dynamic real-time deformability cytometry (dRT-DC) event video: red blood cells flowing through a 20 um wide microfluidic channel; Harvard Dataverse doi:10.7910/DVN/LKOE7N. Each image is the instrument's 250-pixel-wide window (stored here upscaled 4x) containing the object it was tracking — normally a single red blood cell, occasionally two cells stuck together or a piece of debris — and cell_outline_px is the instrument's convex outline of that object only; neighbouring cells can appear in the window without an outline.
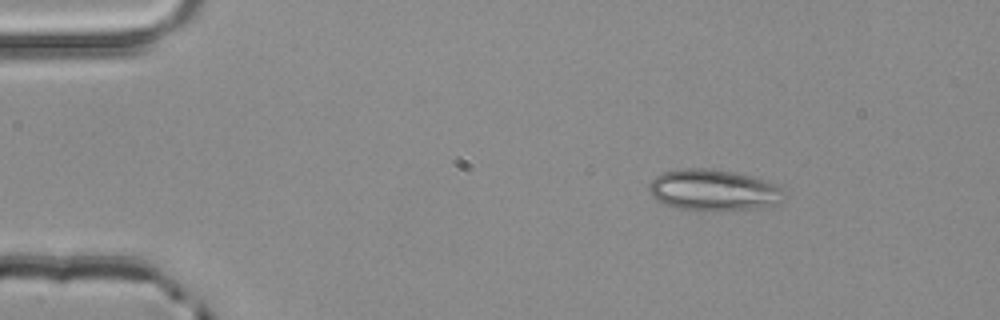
{"species": "common noctule bat (a hibernating species)", "species_latin": "Nyctalus noctula", "temperature_condition": "room temperature", "stored_images_in_passage": 3, "camera_frame_rate_fps": 3000, "um_per_image_px": 0.085, "animal": {"sex": "male", "body_mass_g": 20.4}, "frame": {"image": 1, "passage_image": 1, "time_ms": 0.0, "image_size_px": [1000, 320], "cell_outline_px": [[784, 192], [780, 204], [764, 208], [704, 212], [684, 212], [672, 208], [656, 200], [648, 192], [648, 184], [656, 176], [664, 172], [684, 168], [712, 168], [736, 172], [752, 176], [780, 184]], "centroid_in_image_um": [60.65, 16.2], "position_along_channel_um": 24.4, "area_um2": 33.87}}